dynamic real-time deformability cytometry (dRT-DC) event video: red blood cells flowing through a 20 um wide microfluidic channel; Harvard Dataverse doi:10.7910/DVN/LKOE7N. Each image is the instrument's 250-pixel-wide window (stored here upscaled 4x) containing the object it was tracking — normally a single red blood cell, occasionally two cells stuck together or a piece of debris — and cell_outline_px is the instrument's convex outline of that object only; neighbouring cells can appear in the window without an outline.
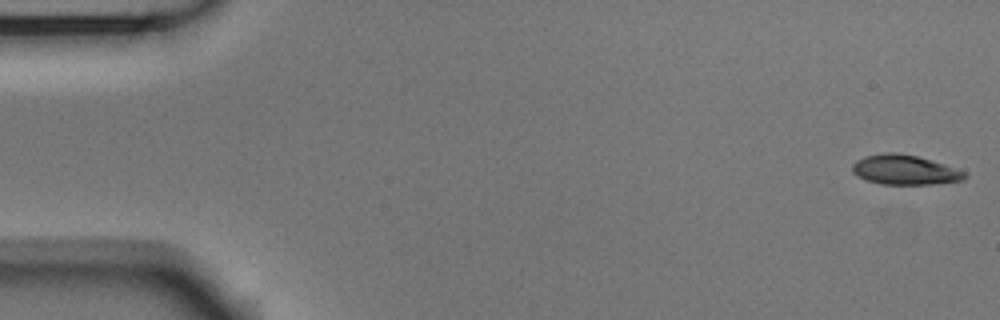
{"species": "Egyptian fruit bat (a non-hibernating species)", "species_latin": "Rousettus aegyptiacus", "temperature_condition": "room temperature", "stored_images_in_passage": 54, "camera_frame_rate_fps": 3000, "um_per_image_px": 0.085, "animal": {"sex": "male"}, "frame": {"image": 1, "passage_image": 1, "time_ms": 0.0, "image_size_px": [1000, 320], "cell_outline_px": [[968, 176], [964, 180], [932, 184], [880, 184], [856, 176], [852, 172], [852, 164], [856, 160], [864, 156], [884, 152], [896, 152], [916, 156], [944, 164], [968, 172]], "centroid_in_image_um": [76.9, 14.43], "position_along_channel_um": 8.1, "area_um2": 19.59}}
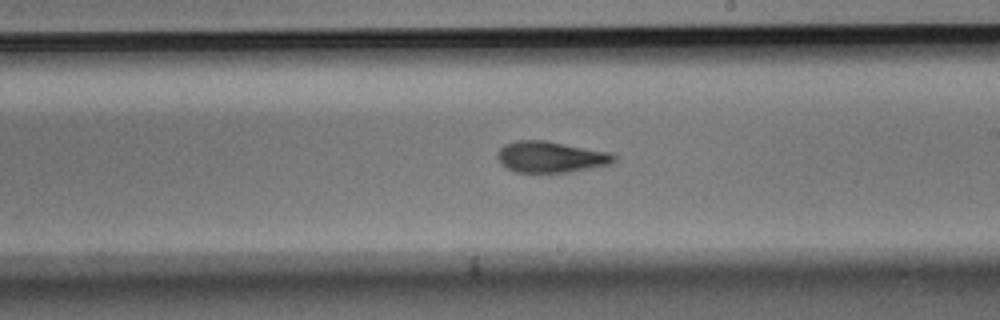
{"frame": {"image": 2, "passage_image": 31, "time_ms": 10.0, "image_size_px": [1000, 320], "cell_outline_px": [[616, 160], [608, 164], [568, 172], [516, 172], [500, 164], [496, 156], [496, 152], [504, 144], [516, 140], [548, 140], [608, 152], [616, 156]], "centroid_in_image_um": [46.75, 13.32], "position_along_channel_um": 242.3, "area_um2": 21.15}}
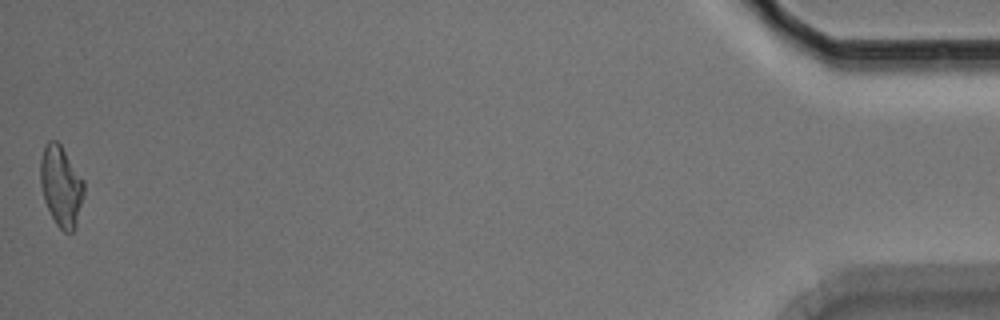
{"frame": {"image": 3, "passage_image": 54, "time_ms": 17.667, "image_size_px": [1000, 320], "cell_outline_px": [[84, 192], [76, 228], [72, 232], [64, 232], [56, 224], [44, 200], [40, 184], [40, 160], [44, 144], [48, 140], [56, 140], [60, 144], [84, 180]], "centroid_in_image_um": [5.19, 15.81], "position_along_channel_um": 430.0, "area_um2": 20.52}, "authors_computed_cell_mechanics": {"area_um2": 20.7502, "velocity_mm_per_s": 3.6926, "shape_relaxation_time_tau1_ms": 3.8613, "shape_relaxation_time_tau2_ms": 4.2106, "deformation_change_tau1": 0.1595, "deformation_change_tau2": 0.1197}}